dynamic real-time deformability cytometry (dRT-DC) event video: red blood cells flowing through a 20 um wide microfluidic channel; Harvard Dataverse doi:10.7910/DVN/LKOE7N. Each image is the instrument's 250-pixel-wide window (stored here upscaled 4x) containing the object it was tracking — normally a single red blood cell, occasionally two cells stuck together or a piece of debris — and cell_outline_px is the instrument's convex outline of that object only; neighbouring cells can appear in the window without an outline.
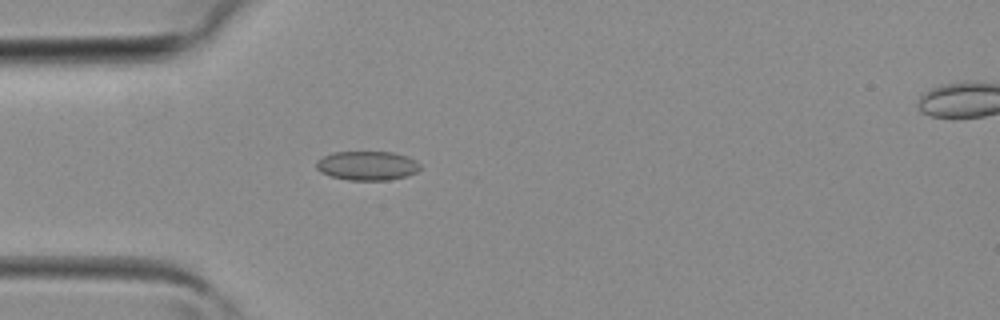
{"species": "common noctule bat (a hibernating species)", "species_latin": "Nyctalus noctula", "temperature_condition": "room temperature", "stored_images_in_passage": 30, "camera_frame_rate_fps": 3000, "um_per_image_px": 0.085, "animal": {"sex": "female", "body_mass_g": 19.3, "forearm_length_mm": 54.1}, "frame": {"image": 1, "passage_image": 5, "time_ms": 1.333, "image_size_px": [1000, 320], "cell_outline_px": [[420, 168], [416, 172], [404, 176], [388, 180], [348, 180], [332, 176], [320, 172], [316, 168], [316, 160], [332, 152], [392, 152], [408, 156], [416, 160], [420, 164]], "centroid_in_image_um": [31.2, 14.07], "position_along_channel_um": 53.8, "area_um2": 17.63}}
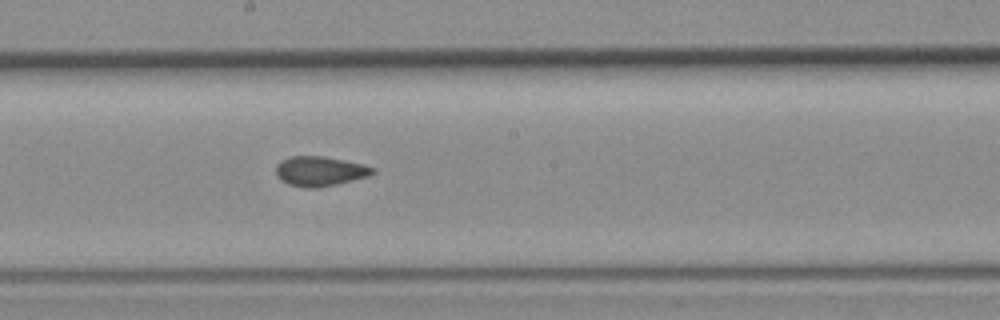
{"frame": {"image": 2, "passage_image": 15, "time_ms": 4.667, "image_size_px": [1000, 320], "cell_outline_px": [[376, 172], [372, 176], [336, 184], [316, 188], [304, 188], [288, 184], [280, 180], [276, 176], [276, 164], [280, 160], [288, 156], [320, 156], [344, 160], [364, 164], [376, 168]], "centroid_in_image_um": [27.2, 14.55], "position_along_channel_um": 221.0, "area_um2": 17.11}}
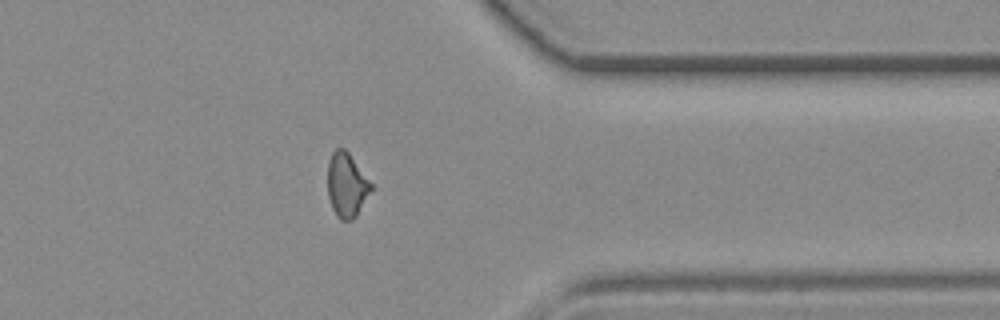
{"frame": {"image": 3, "passage_image": 25, "time_ms": 8.0, "image_size_px": [1000, 320], "cell_outline_px": [[372, 188], [356, 216], [352, 220], [340, 220], [336, 216], [332, 208], [328, 196], [328, 160], [332, 152], [336, 148], [344, 148], [348, 152], [372, 184]], "centroid_in_image_um": [29.44, 15.73], "position_along_channel_um": 382.0, "area_um2": 16.13}}